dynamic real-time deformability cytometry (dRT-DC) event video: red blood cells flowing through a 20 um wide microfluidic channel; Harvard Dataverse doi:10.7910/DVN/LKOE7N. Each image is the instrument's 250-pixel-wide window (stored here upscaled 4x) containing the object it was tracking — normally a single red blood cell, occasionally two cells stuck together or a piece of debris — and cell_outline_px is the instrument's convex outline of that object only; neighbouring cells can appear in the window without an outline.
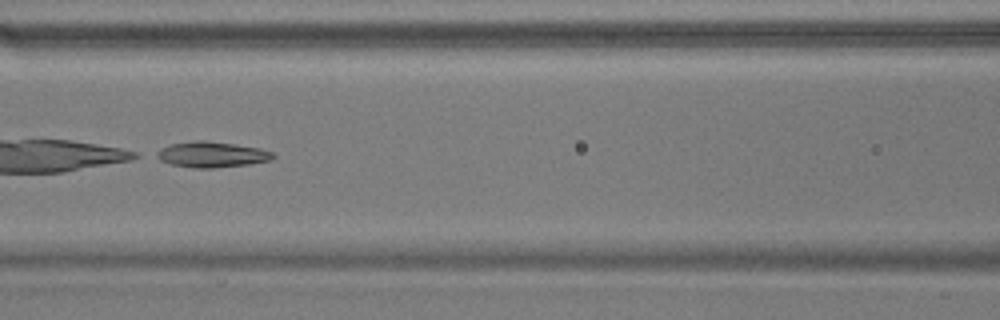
{"species": "common noctule bat (a hibernating species)", "species_latin": "Nyctalus noctula", "temperature_condition": "warm", "stored_images_in_passage": 52, "camera_frame_rate_fps": 3000, "um_per_image_px": 0.085, "animal": {"sex": "male", "body_mass_g": 17.9}, "frame": {"image": 1, "passage_image": 23, "time_ms": 7.333, "image_size_px": [1000, 320], "cell_outline_px": [[276, 156], [272, 160], [248, 164], [212, 168], [192, 168], [172, 164], [160, 160], [152, 156], [160, 148], [168, 144], [196, 140], [204, 140], [236, 144], [260, 148], [272, 152]], "centroid_in_image_um": [17.96, 13.12], "position_along_channel_um": 148.6, "area_um2": 17.63}}